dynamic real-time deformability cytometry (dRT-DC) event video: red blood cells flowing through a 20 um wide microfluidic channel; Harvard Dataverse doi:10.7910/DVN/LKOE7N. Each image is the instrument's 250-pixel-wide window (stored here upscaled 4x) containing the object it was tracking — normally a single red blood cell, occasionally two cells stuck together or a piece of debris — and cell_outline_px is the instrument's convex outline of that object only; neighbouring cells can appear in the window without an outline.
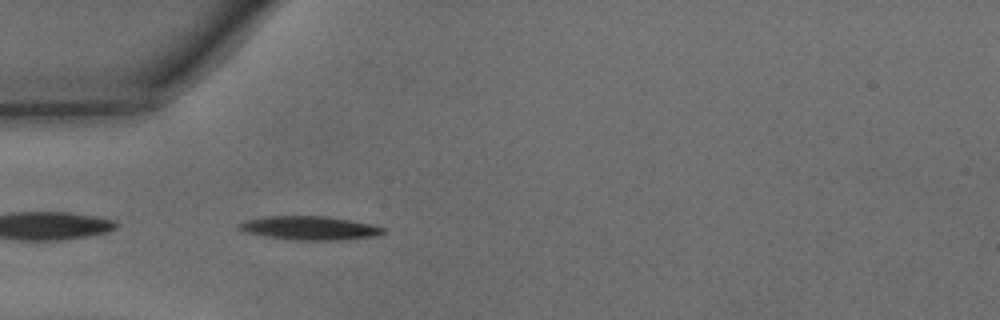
{"species": "common noctule bat (a hibernating species)", "species_latin": "Nyctalus noctula", "temperature_condition": "warm", "stored_images_in_passage": 30, "camera_frame_rate_fps": 3000, "um_per_image_px": 0.085, "animal": {"sex": "male", "body_mass_g": 15.6}, "frame": {"image": 1, "passage_image": 1, "time_ms": 0.0, "image_size_px": [1000, 320], "cell_outline_px": [[384, 232], [380, 236], [336, 240], [296, 240], [268, 236], [248, 232], [240, 228], [236, 224], [244, 220], [268, 216], [328, 216], [372, 224], [384, 228]], "centroid_in_image_um": [26.37, 19.37], "position_along_channel_um": 58.6, "area_um2": 19.77}}
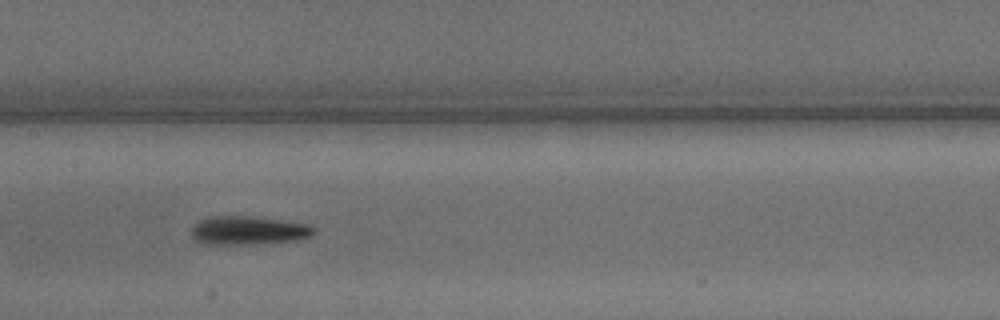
{"frame": {"image": 2, "passage_image": 10, "time_ms": 3.0, "image_size_px": [1000, 320], "cell_outline_px": [[316, 232], [312, 236], [296, 240], [244, 244], [208, 244], [196, 240], [192, 236], [192, 228], [200, 220], [216, 216], [252, 216], [308, 224], [316, 228]], "centroid_in_image_um": [21.15, 19.58], "position_along_channel_um": 186.2, "area_um2": 20.11}}
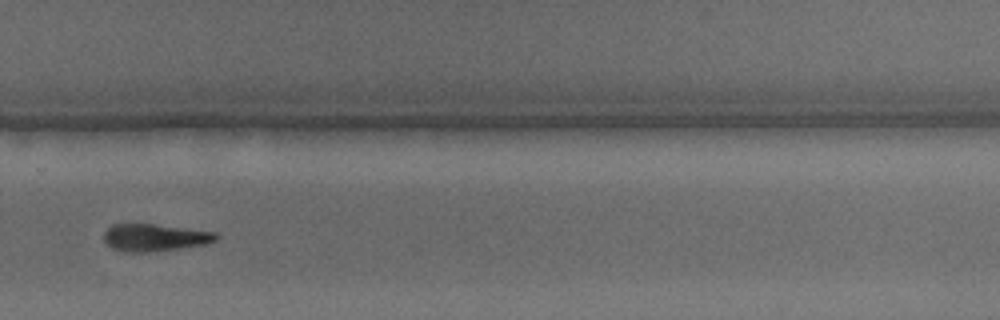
{"frame": {"image": 3, "passage_image": 19, "time_ms": 6.0, "image_size_px": [1000, 320], "cell_outline_px": [[220, 236], [216, 240], [204, 244], [180, 248], [148, 252], [124, 252], [112, 248], [104, 240], [104, 232], [112, 224], [152, 224], [216, 232]], "centroid_in_image_um": [13.14, 20.19], "position_along_channel_um": 316.7, "area_um2": 17.69}, "authors_computed_cell_mechanics": {"area_um2": 18.5538, "velocity_mm_per_s": 4.3603, "shape_relaxation_time_tau1_ms": 2.5202, "shape_relaxation_time_tau2_ms": null, "deformation_change_tau1": 0.1566, "deformation_change_tau2": null}}